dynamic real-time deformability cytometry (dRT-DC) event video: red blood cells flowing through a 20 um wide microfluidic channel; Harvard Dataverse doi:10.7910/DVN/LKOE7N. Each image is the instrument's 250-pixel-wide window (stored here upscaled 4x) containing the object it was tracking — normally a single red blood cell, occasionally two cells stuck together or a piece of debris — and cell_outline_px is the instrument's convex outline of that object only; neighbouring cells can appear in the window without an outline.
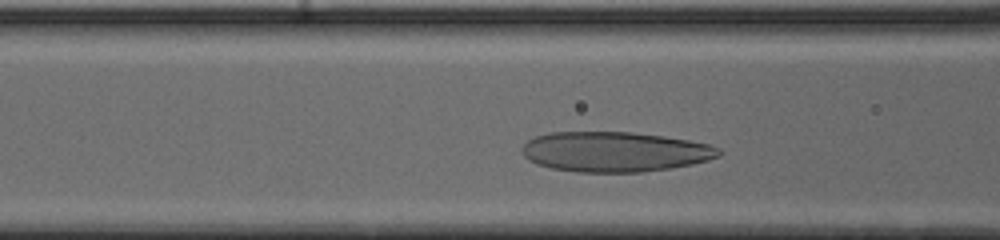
{"species": "human", "species_latin": "Homo sapiens", "temperature_condition": "cold", "stored_images_in_passage": 29, "camera_frame_rate_fps": 3000, "um_per_image_px": 0.085, "donor": {"sex": "male"}, "frame": {"image": 1, "passage_image": 7, "time_ms": 2.0, "image_size_px": [1000, 240], "cell_outline_px": [[720, 156], [708, 160], [692, 164], [672, 168], [644, 172], [576, 172], [552, 168], [536, 164], [524, 156], [524, 144], [528, 140], [536, 136], [552, 132], [632, 132], [664, 136], [712, 144], [720, 148]], "centroid_in_image_um": [52.3, 12.9], "position_along_channel_um": 114.3, "area_um2": 46.01}}
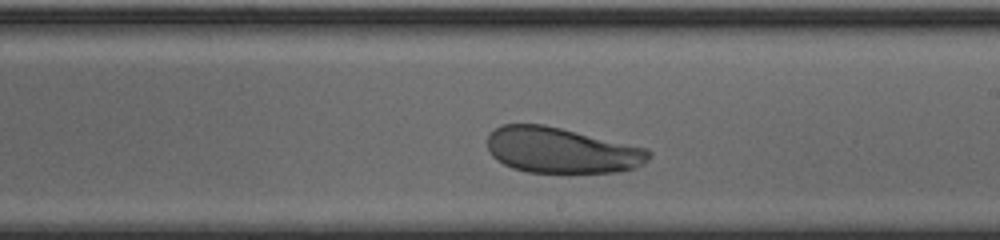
{"frame": {"image": 2, "passage_image": 17, "time_ms": 5.333, "image_size_px": [1000, 240], "cell_outline_px": [[652, 152], [648, 160], [644, 164], [636, 168], [620, 172], [528, 172], [512, 168], [496, 160], [492, 156], [488, 148], [488, 132], [500, 124], [544, 124], [648, 148]], "centroid_in_image_um": [47.72, 12.77], "position_along_channel_um": 241.3, "area_um2": 43.29}}
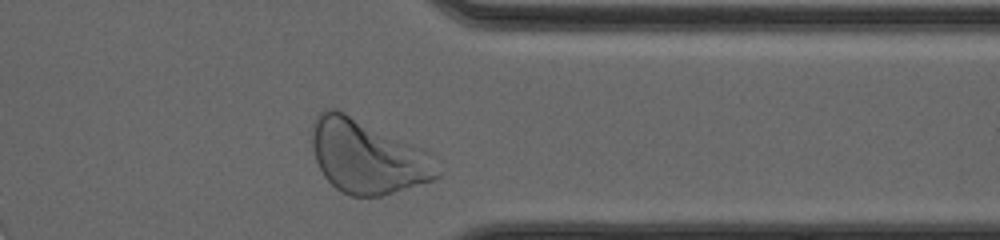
{"frame": {"image": 3, "passage_image": 28, "time_ms": 9.0, "image_size_px": [1000, 240], "cell_outline_px": [[440, 176], [432, 180], [380, 196], [352, 196], [336, 188], [324, 176], [316, 160], [312, 144], [312, 124], [316, 116], [324, 108], [336, 108], [424, 148], [432, 152], [436, 156]], "centroid_in_image_um": [31.26, 13.28], "position_along_channel_um": 380.1, "area_um2": 54.04}, "authors_computed_cell_mechanics": {"area_um2": 44.7372, "velocity_mm_per_s": 3.8257, "shape_relaxation_time_tau1_ms": 2.8379, "shape_relaxation_time_tau2_ms": 2.0366, "deformation_change_tau1": 0.1206, "deformation_change_tau2": 0.0744}}